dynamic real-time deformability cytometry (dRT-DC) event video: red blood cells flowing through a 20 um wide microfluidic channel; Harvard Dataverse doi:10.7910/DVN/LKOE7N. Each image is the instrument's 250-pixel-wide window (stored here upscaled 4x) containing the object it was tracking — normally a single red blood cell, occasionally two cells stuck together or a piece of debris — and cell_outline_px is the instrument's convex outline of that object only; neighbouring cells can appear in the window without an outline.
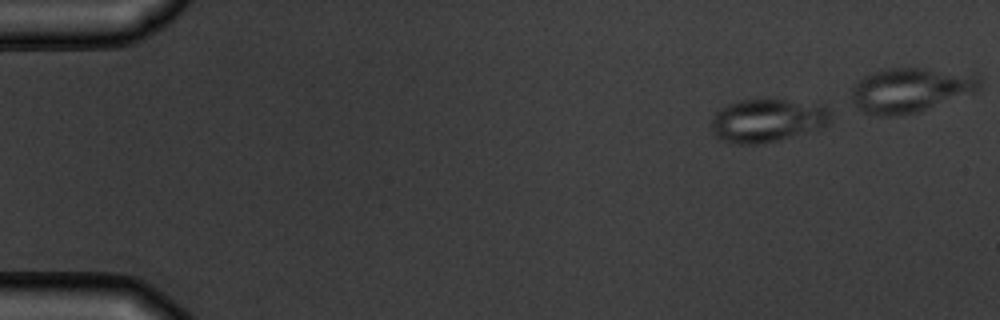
{"species": "common noctule bat (a hibernating species)", "species_latin": "Nyctalus noctula", "temperature_condition": "warm", "stored_images_in_passage": 5, "camera_frame_rate_fps": 3000, "um_per_image_px": 0.085, "animal": {"sex": "male", "body_mass_g": 19.5, "forearm_length_mm": 54.6}, "frame": {"image": 1, "passage_image": 1, "time_ms": 0.0, "image_size_px": [1000, 320], "cell_outline_px": [[828, 124], [820, 128], [776, 140], [756, 144], [732, 144], [716, 136], [712, 128], [712, 116], [720, 108], [728, 104], [740, 100], [788, 100], [824, 104], [828, 108]], "centroid_in_image_um": [65.2, 10.22], "position_along_channel_um": 19.8, "area_um2": 29.65}}